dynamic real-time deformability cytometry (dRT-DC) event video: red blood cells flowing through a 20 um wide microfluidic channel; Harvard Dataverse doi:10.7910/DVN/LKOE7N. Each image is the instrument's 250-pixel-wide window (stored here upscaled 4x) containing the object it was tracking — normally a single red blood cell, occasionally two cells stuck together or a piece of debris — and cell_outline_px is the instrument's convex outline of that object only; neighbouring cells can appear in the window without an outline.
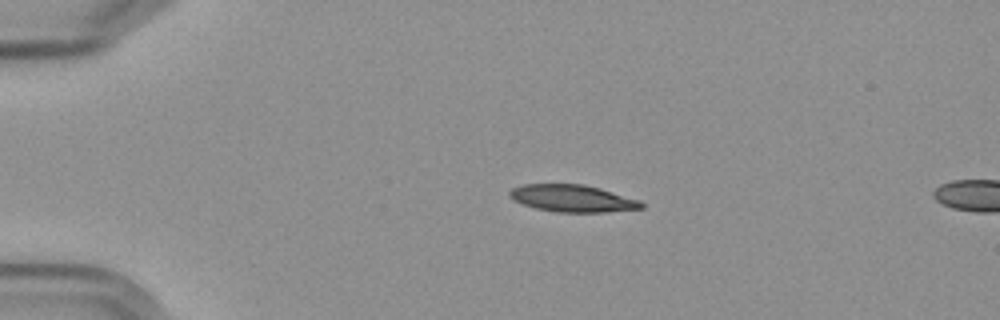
{"species": "Egyptian fruit bat (a non-hibernating species)", "species_latin": "Rousettus aegyptiacus", "temperature_condition": "cold", "stored_images_in_passage": 5, "camera_frame_rate_fps": 3000, "um_per_image_px": 0.085, "frame": {"image": 1, "passage_image": 4, "time_ms": 3.333, "image_size_px": [1000, 320], "cell_outline_px": [[644, 208], [604, 212], [556, 212], [536, 208], [512, 200], [508, 196], [508, 192], [512, 188], [524, 184], [584, 184], [600, 188], [640, 200], [644, 204]], "centroid_in_image_um": [48.65, 16.86], "position_along_channel_um": 36.3, "area_um2": 20.87}}